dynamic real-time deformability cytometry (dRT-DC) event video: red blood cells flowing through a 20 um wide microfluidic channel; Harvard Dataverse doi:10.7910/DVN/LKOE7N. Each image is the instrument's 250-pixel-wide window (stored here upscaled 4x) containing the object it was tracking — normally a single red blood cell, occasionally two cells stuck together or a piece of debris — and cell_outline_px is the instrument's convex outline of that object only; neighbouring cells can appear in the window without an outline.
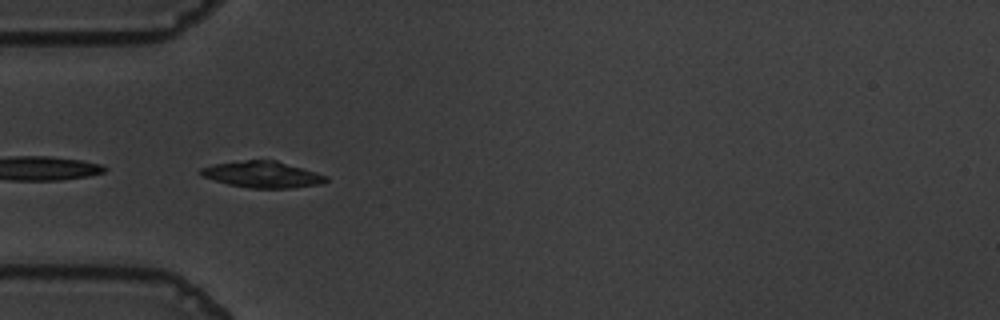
{"species": "common noctule bat (a hibernating species)", "species_latin": "Nyctalus noctula", "temperature_condition": "warm", "stored_images_in_passage": 25, "camera_frame_rate_fps": 3000, "um_per_image_px": 0.085, "animal": {"sex": "male", "body_mass_g": 19.5, "forearm_length_mm": 54.6}, "frame": {"image": 1, "passage_image": 18, "time_ms": 5.667, "image_size_px": [1000, 320], "cell_outline_px": [[328, 180], [320, 184], [288, 188], [252, 188], [228, 184], [204, 176], [196, 172], [200, 168], [212, 164], [248, 160], [276, 160], [316, 172], [328, 176]], "centroid_in_image_um": [22.3, 14.82], "position_along_channel_um": 62.7, "area_um2": 19.07}}